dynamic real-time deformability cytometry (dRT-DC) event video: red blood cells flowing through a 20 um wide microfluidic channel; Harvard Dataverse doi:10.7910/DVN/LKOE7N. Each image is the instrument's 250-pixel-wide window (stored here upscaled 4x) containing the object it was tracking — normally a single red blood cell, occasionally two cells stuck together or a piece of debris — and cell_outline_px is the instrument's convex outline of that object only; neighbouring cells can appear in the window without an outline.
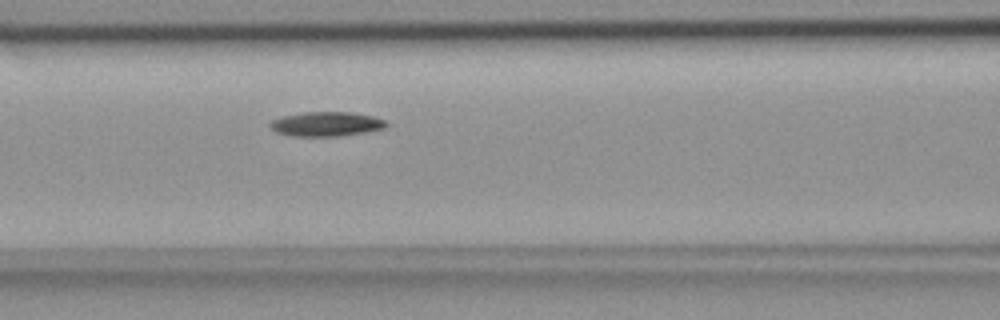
{"species": "common noctule bat (a hibernating species)", "species_latin": "Nyctalus noctula", "temperature_condition": "room temperature", "stored_images_in_passage": 39, "camera_frame_rate_fps": 3000, "um_per_image_px": 0.085, "animal": {"sex": "female", "body_mass_g": 18.4}, "frame": {"image": 1, "passage_image": 10, "time_ms": 3.0, "image_size_px": [1000, 320], "cell_outline_px": [[388, 124], [384, 128], [364, 132], [340, 136], [292, 136], [276, 132], [268, 124], [272, 120], [280, 116], [304, 112], [352, 112], [372, 116], [388, 120]], "centroid_in_image_um": [27.73, 10.53], "position_along_channel_um": 138.9, "area_um2": 16.65}}
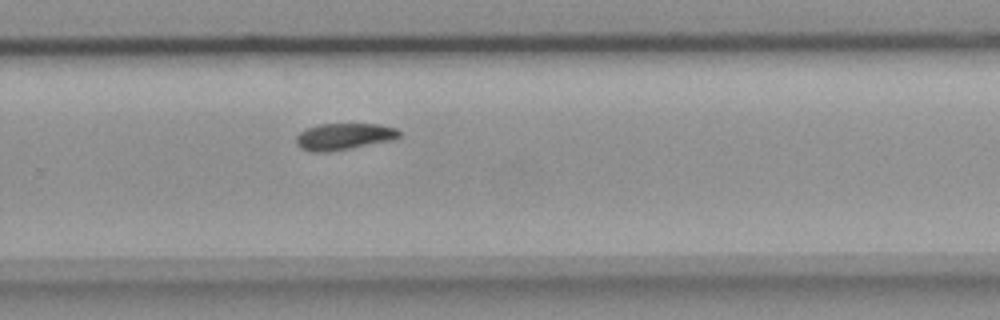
{"frame": {"image": 2, "passage_image": 23, "time_ms": 7.333, "image_size_px": [1000, 320], "cell_outline_px": [[400, 136], [396, 140], [328, 152], [312, 152], [300, 148], [296, 144], [296, 136], [304, 128], [316, 124], [380, 124], [396, 128], [400, 132]], "centroid_in_image_um": [29.23, 11.6], "position_along_channel_um": 300.6, "area_um2": 16.3}}
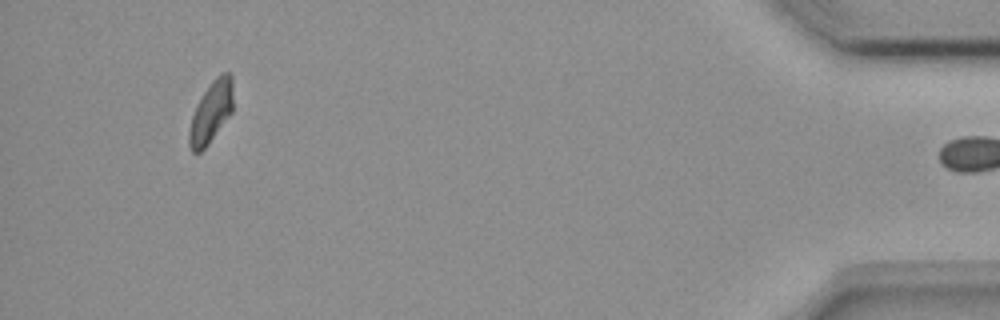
{"frame": {"image": 3, "passage_image": 38, "time_ms": 12.333, "image_size_px": [1000, 320], "cell_outline_px": [[232, 112], [208, 144], [200, 152], [192, 152], [188, 144], [188, 132], [192, 116], [196, 104], [212, 80], [220, 72], [228, 72], [232, 76]], "centroid_in_image_um": [17.93, 9.51], "position_along_channel_um": 417.3, "area_um2": 15.72}, "authors_computed_cell_mechanics": {"area_um2": 16.2996, "velocity_mm_per_s": 3.7397, "shape_relaxation_time_tau1_ms": 5.4512, "shape_relaxation_time_tau2_ms": null, "deformation_change_tau1": 0.1383, "deformation_change_tau2": null}}